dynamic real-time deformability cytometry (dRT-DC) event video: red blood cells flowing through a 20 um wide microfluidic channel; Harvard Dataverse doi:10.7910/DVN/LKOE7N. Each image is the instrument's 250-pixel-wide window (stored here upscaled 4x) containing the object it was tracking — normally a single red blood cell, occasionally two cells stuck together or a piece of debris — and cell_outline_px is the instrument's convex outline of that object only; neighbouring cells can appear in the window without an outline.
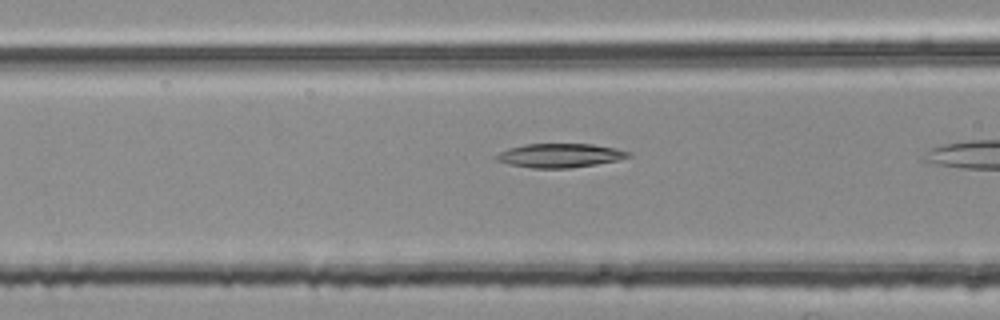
{"species": "common noctule bat (a hibernating species)", "species_latin": "Nyctalus noctula", "temperature_condition": "room temperature", "stored_images_in_passage": 10, "camera_frame_rate_fps": 3000, "um_per_image_px": 0.085, "animal": {"sex": "female", "body_mass_g": 25.1}, "frame": {"image": 1, "passage_image": 6, "time_ms": 1.667, "image_size_px": [1000, 320], "cell_outline_px": [[632, 156], [616, 160], [596, 164], [568, 168], [532, 168], [508, 164], [496, 160], [496, 156], [500, 152], [508, 148], [524, 144], [592, 144], [616, 148], [632, 152]], "centroid_in_image_um": [47.6, 13.21], "position_along_channel_um": 119.0, "area_um2": 18.38}}
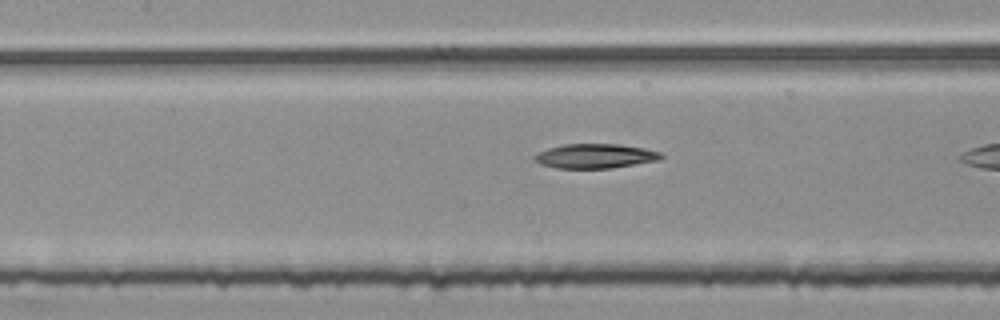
{"frame": {"image": 2, "passage_image": 9, "time_ms": 2.667, "image_size_px": [1000, 320], "cell_outline_px": [[664, 156], [660, 160], [612, 168], [556, 168], [540, 164], [532, 160], [532, 156], [548, 148], [564, 144], [620, 144], [644, 148], [660, 152]], "centroid_in_image_um": [50.58, 13.26], "position_along_channel_um": 156.8, "area_um2": 18.15}}